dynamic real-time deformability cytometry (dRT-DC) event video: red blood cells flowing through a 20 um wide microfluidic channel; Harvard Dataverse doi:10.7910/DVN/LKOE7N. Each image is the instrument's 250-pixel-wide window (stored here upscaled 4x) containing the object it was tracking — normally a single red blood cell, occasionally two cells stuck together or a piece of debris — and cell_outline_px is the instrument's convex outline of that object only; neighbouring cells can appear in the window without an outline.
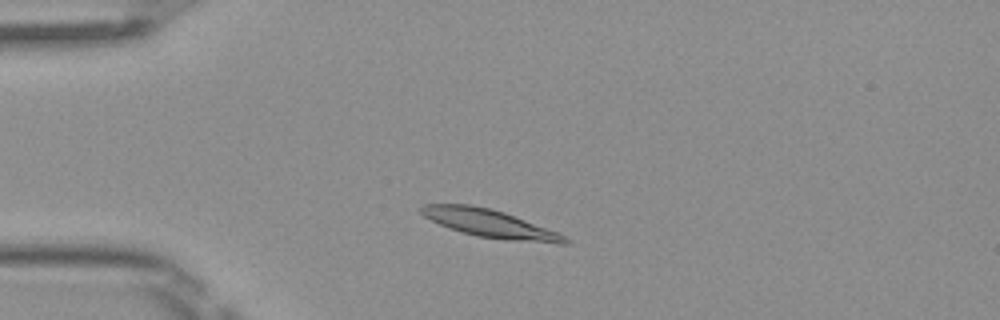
{"species": "Egyptian fruit bat (a non-hibernating species)", "species_latin": "Rousettus aegyptiacus", "temperature_condition": "room temperature", "stored_images_in_passage": 3, "camera_frame_rate_fps": 3000, "um_per_image_px": 0.085, "frame": {"image": 1, "passage_image": 1, "time_ms": 0.0, "image_size_px": [1000, 320], "cell_outline_px": [[572, 240], [568, 244], [560, 244], [508, 240], [476, 236], [460, 232], [448, 228], [424, 216], [420, 212], [420, 208], [424, 204], [472, 204], [492, 208], [504, 212], [556, 232]], "centroid_in_image_um": [41.63, 19.0], "position_along_channel_um": 43.4, "area_um2": 23.35}}
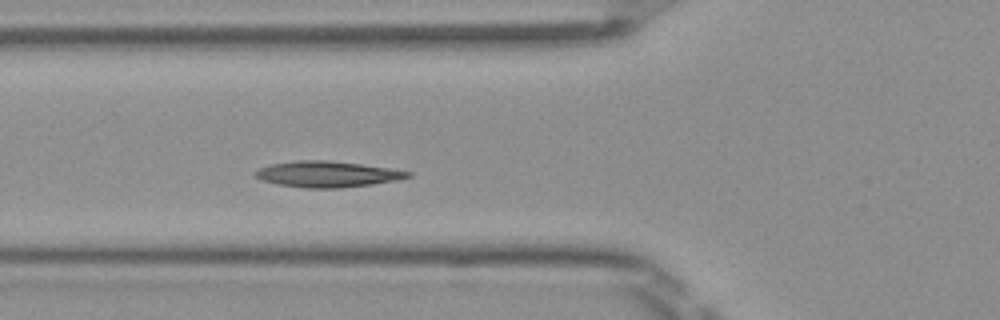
{"frame": {"image": 2, "passage_image": 3, "time_ms": 0.667, "image_size_px": [1000, 320], "cell_outline_px": [[412, 176], [396, 180], [372, 184], [340, 188], [304, 188], [276, 184], [260, 180], [256, 176], [256, 172], [260, 168], [272, 164], [296, 160], [328, 160], [360, 164], [388, 168], [412, 172]], "centroid_in_image_um": [27.81, 14.81], "position_along_channel_um": 98.0, "area_um2": 22.95}}